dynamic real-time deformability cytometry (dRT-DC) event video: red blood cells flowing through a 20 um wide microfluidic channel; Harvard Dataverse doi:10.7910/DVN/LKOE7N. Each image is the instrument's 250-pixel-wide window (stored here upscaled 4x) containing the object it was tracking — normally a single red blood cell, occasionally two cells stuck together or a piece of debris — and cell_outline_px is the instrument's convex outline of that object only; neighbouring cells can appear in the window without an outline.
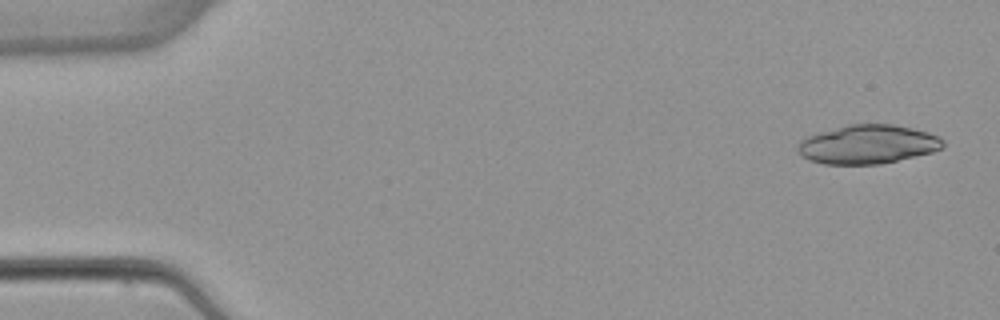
{"species": "common noctule bat (a hibernating species)", "species_latin": "Nyctalus noctula", "temperature_condition": "warm", "stored_images_in_passage": 2, "camera_frame_rate_fps": 3000, "um_per_image_px": 0.085, "animal": {"sex": "female", "body_mass_g": 22.7, "forearm_length_mm": 54.2}, "frame": {"image": 1, "passage_image": 1, "time_ms": 0.0, "image_size_px": [1000, 320], "cell_outline_px": [[944, 148], [932, 152], [880, 164], [824, 164], [808, 160], [800, 156], [796, 148], [800, 140], [808, 136], [820, 132], [848, 124], [892, 124], [912, 128], [928, 132], [944, 140]], "centroid_in_image_um": [73.73, 12.27], "position_along_channel_um": 11.3, "area_um2": 32.95}}